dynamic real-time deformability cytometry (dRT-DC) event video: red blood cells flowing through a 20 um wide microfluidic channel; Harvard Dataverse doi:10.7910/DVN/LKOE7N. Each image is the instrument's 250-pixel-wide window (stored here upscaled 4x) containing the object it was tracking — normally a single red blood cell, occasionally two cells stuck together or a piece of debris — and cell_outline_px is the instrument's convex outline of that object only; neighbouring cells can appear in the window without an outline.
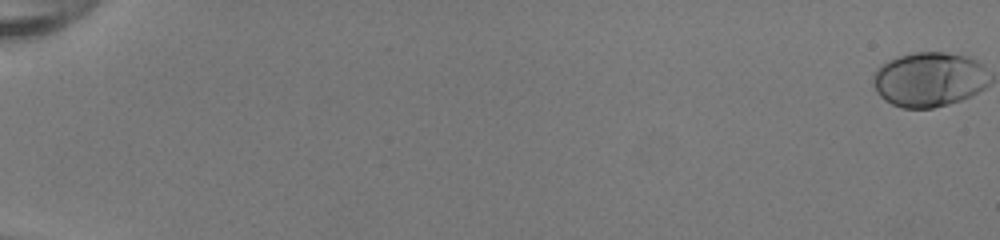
{"species": "human", "species_latin": "Homo sapiens", "temperature_condition": "room temperature", "stored_images_in_passage": 53, "camera_frame_rate_fps": 3000, "um_per_image_px": 0.085, "donor": {"sex": "female"}, "frame": {"image": 1, "passage_image": 1, "time_ms": 0.0, "image_size_px": [1000, 240], "cell_outline_px": [[972, 92], [956, 100], [944, 104], [928, 108], [904, 108], [888, 100], [876, 88], [876, 76], [880, 68], [892, 60], [904, 56], [924, 52], [940, 52], [956, 56], [968, 60]], "centroid_in_image_um": [78.59, 6.79], "position_along_channel_um": 6.4, "area_um2": 31.15}}
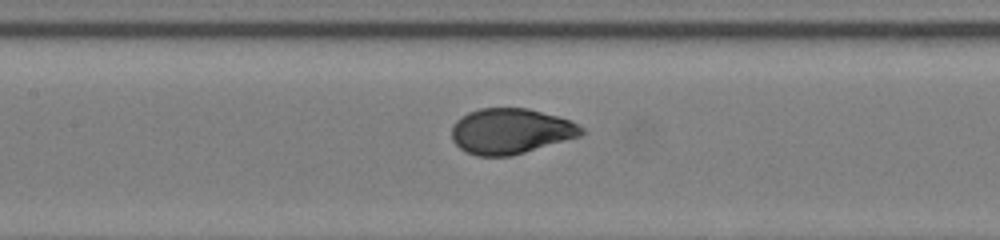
{"frame": {"image": 2, "passage_image": 28, "time_ms": 9.0, "image_size_px": [1000, 240], "cell_outline_px": [[584, 132], [576, 136], [508, 156], [480, 156], [468, 152], [460, 148], [456, 144], [452, 136], [452, 128], [464, 116], [472, 112], [484, 108], [524, 108], [540, 112], [568, 120], [576, 124]], "centroid_in_image_um": [43.35, 11.15], "position_along_channel_um": 164.0, "area_um2": 32.77}}
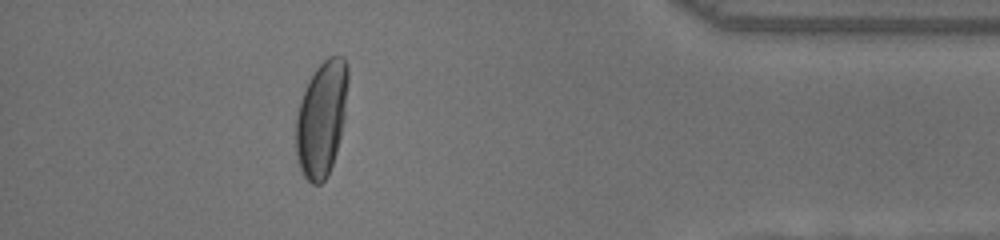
{"frame": {"image": 3, "passage_image": 48, "time_ms": 15.667, "image_size_px": [1000, 240], "cell_outline_px": [[344, 96], [340, 136], [332, 164], [324, 180], [320, 184], [312, 184], [308, 180], [300, 164], [296, 152], [296, 124], [300, 104], [304, 92], [312, 76], [320, 64], [324, 60], [332, 56], [344, 60]], "centroid_in_image_um": [27.26, 10.18], "position_along_channel_um": 407.9, "area_um2": 32.43}, "authors_computed_cell_mechanics": {"area_um2": 31.8478, "velocity_mm_per_s": 4.1681, "shape_relaxation_time_tau1_ms": 3.4597, "shape_relaxation_time_tau2_ms": null, "deformation_change_tau1": 0.1846, "deformation_change_tau2": null}}